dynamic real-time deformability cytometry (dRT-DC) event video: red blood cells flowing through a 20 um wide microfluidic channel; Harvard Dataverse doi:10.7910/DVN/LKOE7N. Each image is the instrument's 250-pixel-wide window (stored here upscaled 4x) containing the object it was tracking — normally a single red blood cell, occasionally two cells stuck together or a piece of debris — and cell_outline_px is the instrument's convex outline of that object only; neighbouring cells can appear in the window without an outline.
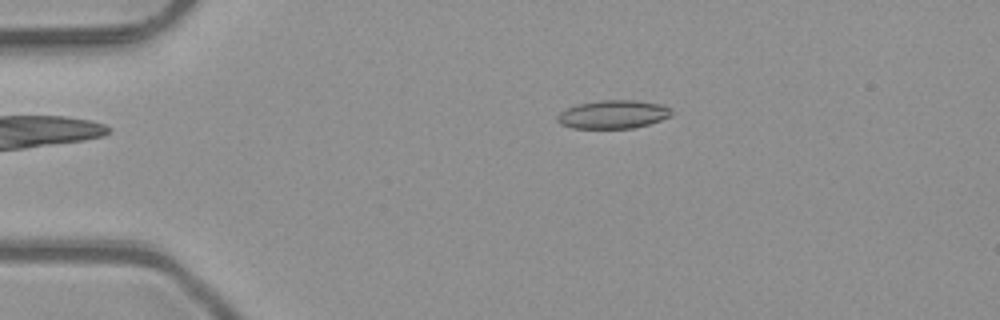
{"species": "common noctule bat (a hibernating species)", "species_latin": "Nyctalus noctula", "temperature_condition": "room temperature", "stored_images_in_passage": 44, "camera_frame_rate_fps": 3000, "um_per_image_px": 0.085, "animal": {"sex": "male", "body_mass_g": 23.1, "forearm_length_mm": 52.7}, "frame": {"image": 1, "passage_image": 4, "time_ms": 1.0, "image_size_px": [1000, 320], "cell_outline_px": [[672, 116], [648, 124], [632, 128], [572, 128], [560, 124], [556, 120], [556, 116], [560, 112], [568, 108], [580, 104], [604, 100], [636, 100], [660, 104], [668, 108], [672, 112]], "centroid_in_image_um": [52.1, 9.73], "position_along_channel_um": 32.9, "area_um2": 18.67}}
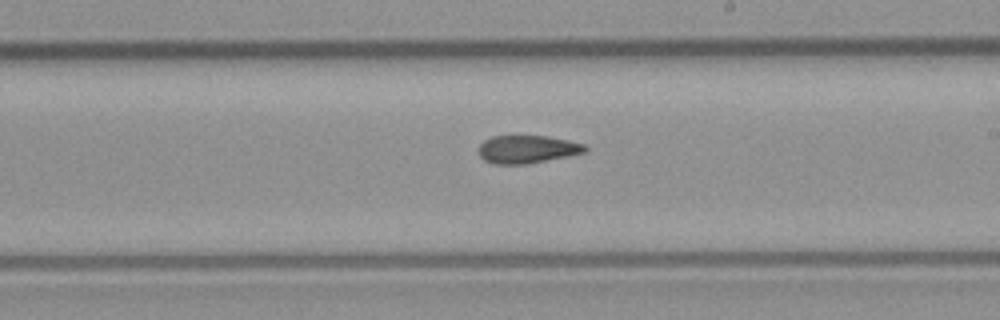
{"frame": {"image": 2, "passage_image": 23, "time_ms": 7.333, "image_size_px": [1000, 320], "cell_outline_px": [[588, 152], [528, 164], [492, 164], [484, 160], [480, 156], [476, 148], [484, 140], [492, 136], [548, 136], [568, 140], [584, 144], [588, 148]], "centroid_in_image_um": [44.8, 12.69], "position_along_channel_um": 244.2, "area_um2": 17.57}}
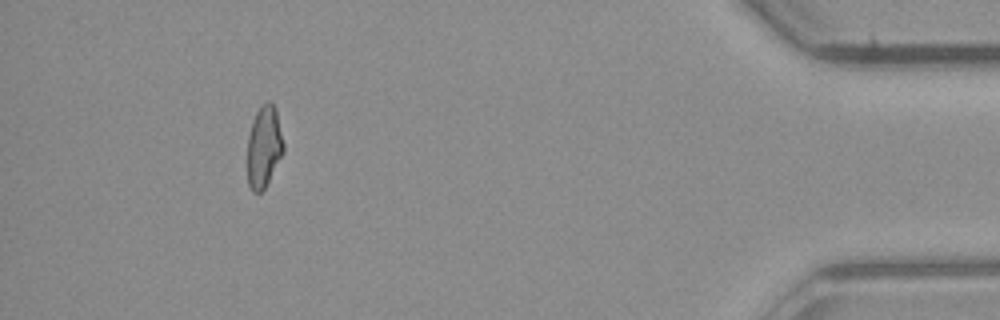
{"frame": {"image": 3, "passage_image": 40, "time_ms": 13.0, "image_size_px": [1000, 320], "cell_outline_px": [[284, 152], [264, 188], [260, 192], [252, 192], [248, 184], [248, 136], [252, 120], [256, 112], [268, 100], [276, 108], [284, 144]], "centroid_in_image_um": [22.44, 12.46], "position_along_channel_um": 412.8, "area_um2": 17.05}, "authors_computed_cell_mechanics": {"area_um2": 17.8024, "velocity_mm_per_s": 4.0994, "shape_relaxation_time_tau1_ms": null, "shape_relaxation_time_tau2_ms": 4.4282, "deformation_change_tau1": null, "deformation_change_tau2": 0.1289}}